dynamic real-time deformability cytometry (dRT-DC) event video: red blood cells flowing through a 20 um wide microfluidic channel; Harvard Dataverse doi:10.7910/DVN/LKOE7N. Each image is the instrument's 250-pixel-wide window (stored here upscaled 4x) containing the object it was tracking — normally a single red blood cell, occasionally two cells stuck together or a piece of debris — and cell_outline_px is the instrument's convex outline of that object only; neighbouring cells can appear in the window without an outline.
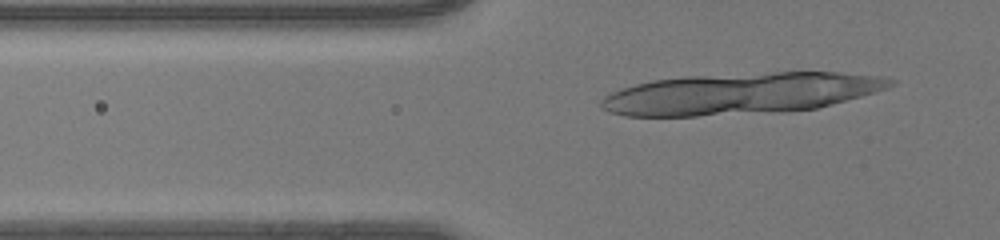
{"species": "human", "species_latin": "Homo sapiens", "temperature_condition": "room temperature", "stored_images_in_passage": 8, "camera_frame_rate_fps": 3000, "um_per_image_px": 0.085, "donor": {"sex": "male"}, "frame": {"image": 1, "passage_image": 2, "time_ms": 0.333, "image_size_px": [1000, 240], "cell_outline_px": [[764, 80], [740, 104], [708, 112], [684, 116], [640, 116], [632, 88], [644, 84], [664, 80]], "centroid_in_image_um": [58.72, 8.18], "position_along_channel_um": 67.1, "area_um2": 26.36}}